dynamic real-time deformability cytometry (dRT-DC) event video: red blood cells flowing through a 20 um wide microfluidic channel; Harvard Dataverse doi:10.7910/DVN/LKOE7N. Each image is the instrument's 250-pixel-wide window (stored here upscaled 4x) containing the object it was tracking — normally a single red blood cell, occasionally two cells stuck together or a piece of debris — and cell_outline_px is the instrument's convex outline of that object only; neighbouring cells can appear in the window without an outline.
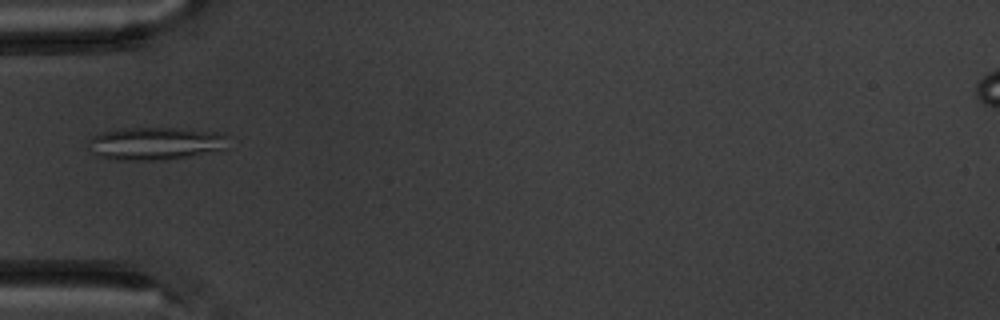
{"species": "common noctule bat (a hibernating species)", "species_latin": "Nyctalus noctula", "temperature_condition": "warm", "stored_images_in_passage": 5, "camera_frame_rate_fps": 3000, "um_per_image_px": 0.085, "animal": {"sex": "male", "body_mass_g": 20.1, "forearm_length_mm": 53.5}, "frame": {"image": 1, "passage_image": 5, "time_ms": 5.333, "image_size_px": [1000, 320], "cell_outline_px": [[228, 148], [168, 160], [116, 160], [96, 156], [92, 152], [92, 136], [104, 132], [120, 128], [172, 128], [224, 132], [228, 136]], "centroid_in_image_um": [13.28, 12.19], "position_along_channel_um": 71.7, "area_um2": 26.7}}